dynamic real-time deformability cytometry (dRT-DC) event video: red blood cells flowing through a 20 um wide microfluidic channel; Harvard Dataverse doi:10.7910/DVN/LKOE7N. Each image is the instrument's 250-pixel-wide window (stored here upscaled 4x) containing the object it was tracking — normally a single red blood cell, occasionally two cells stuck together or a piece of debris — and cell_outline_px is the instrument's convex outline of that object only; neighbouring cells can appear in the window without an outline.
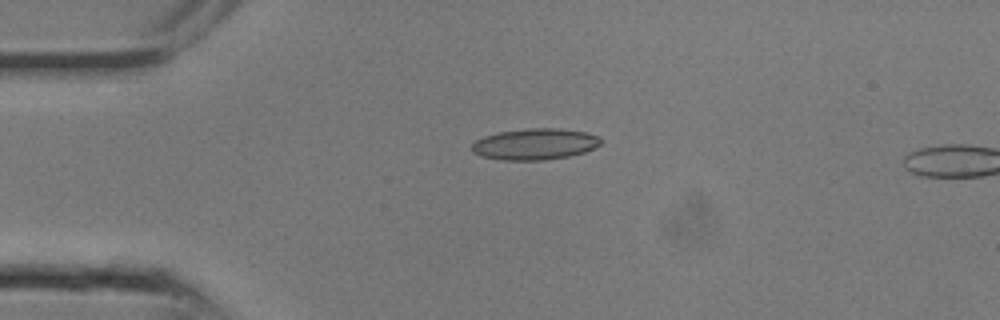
{"species": "common noctule bat (a hibernating species)", "species_latin": "Nyctalus noctula", "temperature_condition": "room temperature", "stored_images_in_passage": 2, "camera_frame_rate_fps": 3000, "um_per_image_px": 0.085, "animal": {"sex": "male", "body_mass_g": 13.3}, "frame": {"image": 1, "passage_image": 1, "time_ms": 0.0, "image_size_px": [1000, 320], "cell_outline_px": [[600, 144], [584, 152], [568, 156], [544, 160], [504, 160], [480, 156], [472, 152], [472, 144], [476, 140], [484, 136], [496, 132], [532, 128], [560, 128], [584, 132], [600, 136]], "centroid_in_image_um": [45.43, 12.24], "position_along_channel_um": 39.6, "area_um2": 23.41}}